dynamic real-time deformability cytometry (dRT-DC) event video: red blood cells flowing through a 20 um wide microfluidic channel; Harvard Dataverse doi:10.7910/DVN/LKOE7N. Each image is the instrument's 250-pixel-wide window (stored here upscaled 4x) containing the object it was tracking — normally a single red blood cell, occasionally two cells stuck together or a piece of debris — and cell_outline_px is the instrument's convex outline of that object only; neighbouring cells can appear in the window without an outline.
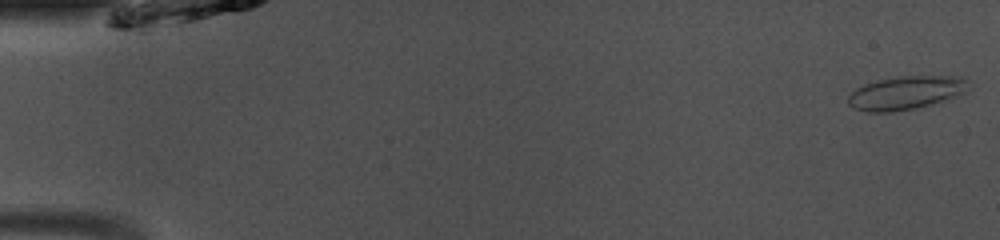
{"species": "common noctule bat (a hibernating species)", "species_latin": "Nyctalus noctula", "temperature_condition": "room temperature", "stored_images_in_passage": 48, "camera_frame_rate_fps": 3000, "um_per_image_px": 0.085, "animal": {"sex": "male", "body_mass_g": 13.0, "forearm_length_mm": 53.1}, "frame": {"image": 1, "passage_image": 1, "time_ms": 0.0, "image_size_px": [1000, 240], "cell_outline_px": [[968, 80], [964, 92], [944, 100], [932, 104], [892, 112], [868, 112], [852, 108], [848, 104], [848, 96], [856, 88], [864, 84], [876, 80], [900, 76], [964, 76]], "centroid_in_image_um": [76.95, 7.88], "position_along_channel_um": 8.1, "area_um2": 23.29}}
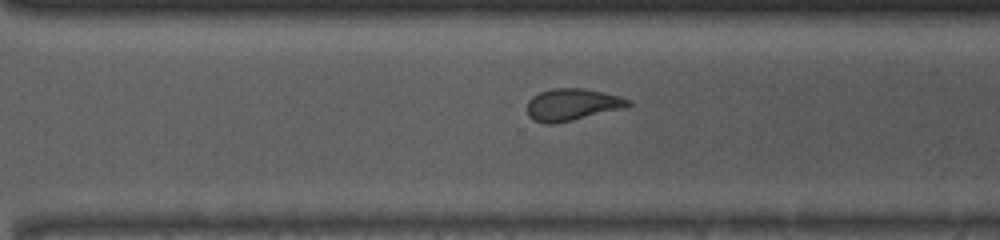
{"frame": {"image": 2, "passage_image": 34, "time_ms": 11.0, "image_size_px": [1000, 240], "cell_outline_px": [[632, 104], [624, 108], [556, 124], [544, 124], [532, 120], [528, 116], [528, 100], [532, 96], [540, 92], [552, 88], [584, 88], [604, 92], [620, 96], [632, 100]], "centroid_in_image_um": [48.63, 8.89], "position_along_channel_um": 322.0, "area_um2": 19.07}}
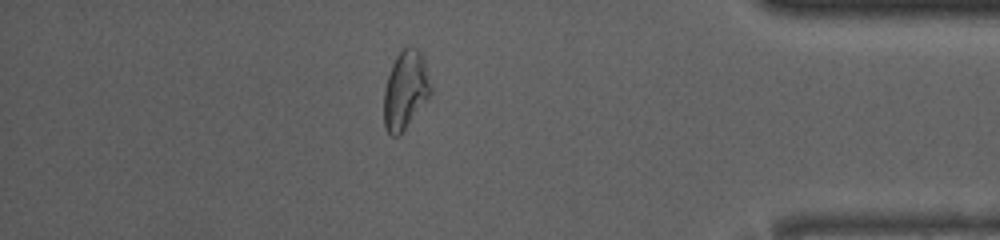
{"frame": {"image": 3, "passage_image": 42, "time_ms": 13.667, "image_size_px": [1000, 240], "cell_outline_px": [[432, 92], [404, 128], [396, 136], [392, 136], [384, 128], [384, 92], [388, 76], [392, 64], [396, 56], [404, 48], [416, 48], [424, 56], [432, 84]], "centroid_in_image_um": [34.47, 7.61], "position_along_channel_um": 400.7, "area_um2": 21.04}, "authors_computed_cell_mechanics": {"area_um2": 19.7098, "velocity_mm_per_s": 4.1087, "shape_relaxation_time_tau1_ms": 4.0439, "shape_relaxation_time_tau2_ms": 1.2151, "deformation_change_tau1": 0.1463, "deformation_change_tau2": 0.0599}}